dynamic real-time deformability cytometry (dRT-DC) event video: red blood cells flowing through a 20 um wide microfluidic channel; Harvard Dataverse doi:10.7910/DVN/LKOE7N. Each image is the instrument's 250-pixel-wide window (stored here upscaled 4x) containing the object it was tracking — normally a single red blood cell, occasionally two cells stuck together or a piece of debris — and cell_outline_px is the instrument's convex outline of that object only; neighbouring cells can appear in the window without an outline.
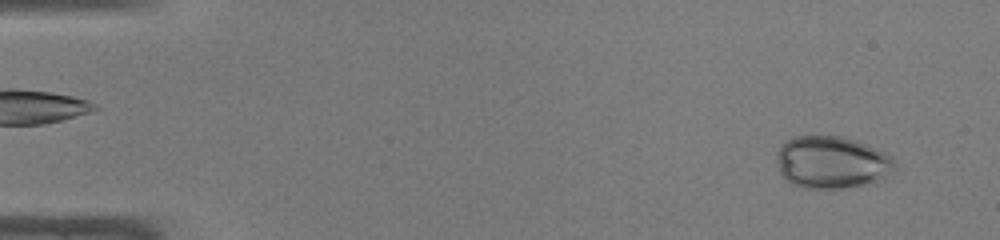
{"species": "common noctule bat (a hibernating species)", "species_latin": "Nyctalus noctula", "temperature_condition": "warm", "stored_images_in_passage": 13, "camera_frame_rate_fps": 3000, "um_per_image_px": 0.085, "animal": {"sex": "male", "body_mass_g": 19.0, "forearm_length_mm": 50.8}, "frame": {"image": 1, "passage_image": 3, "time_ms": 0.667, "image_size_px": [1000, 240], "cell_outline_px": [[896, 168], [876, 184], [840, 188], [804, 188], [792, 184], [780, 172], [776, 156], [776, 152], [780, 144], [792, 136], [844, 136], [856, 140], [884, 152], [892, 156], [896, 164]], "centroid_in_image_um": [70.72, 13.79], "position_along_channel_um": 14.3, "area_um2": 36.47}}